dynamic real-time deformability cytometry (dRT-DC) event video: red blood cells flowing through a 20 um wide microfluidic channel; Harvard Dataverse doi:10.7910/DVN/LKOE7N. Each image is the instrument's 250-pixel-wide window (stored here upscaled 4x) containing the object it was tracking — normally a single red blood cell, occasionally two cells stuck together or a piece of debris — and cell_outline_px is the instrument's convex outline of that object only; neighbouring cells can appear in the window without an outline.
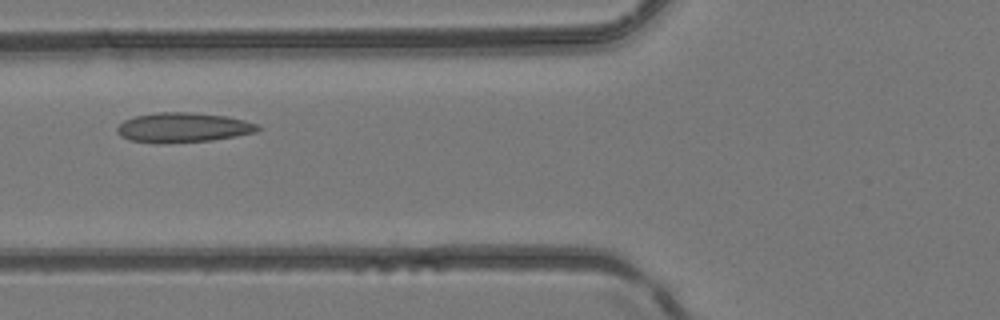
{"species": "common noctule bat (a hibernating species)", "species_latin": "Nyctalus noctula", "temperature_condition": "room temperature", "stored_images_in_passage": 3, "camera_frame_rate_fps": 3000, "um_per_image_px": 0.085, "animal": {"sex": "female", "body_mass_g": 24.6, "forearm_length_mm": 56.2}, "frame": {"image": 1, "passage_image": 3, "time_ms": 0.667, "image_size_px": [1000, 320], "cell_outline_px": [[260, 128], [256, 132], [236, 136], [212, 140], [160, 144], [128, 140], [120, 136], [116, 132], [116, 128], [124, 120], [136, 116], [156, 112], [192, 112], [228, 116], [260, 124]], "centroid_in_image_um": [15.55, 10.84], "position_along_channel_um": 110.2, "area_um2": 24.68}}